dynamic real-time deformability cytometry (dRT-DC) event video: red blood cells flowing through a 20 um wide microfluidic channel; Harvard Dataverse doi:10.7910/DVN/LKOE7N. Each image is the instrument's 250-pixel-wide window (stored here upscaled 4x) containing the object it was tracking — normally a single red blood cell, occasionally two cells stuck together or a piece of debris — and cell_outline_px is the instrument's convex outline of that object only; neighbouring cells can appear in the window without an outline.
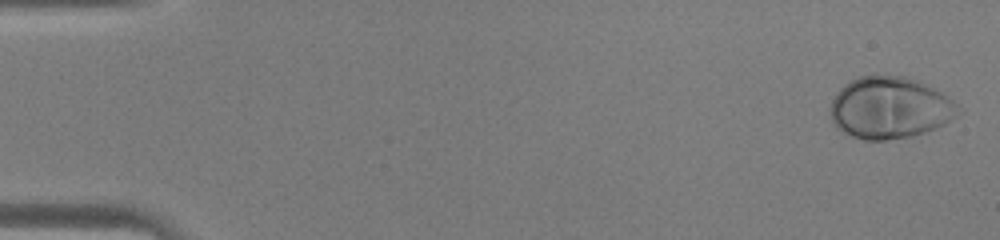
{"species": "human", "species_latin": "Homo sapiens", "temperature_condition": "warm", "stored_images_in_passage": 45, "camera_frame_rate_fps": 3000, "um_per_image_px": 0.085, "donor": {"sex": "male"}, "frame": {"image": 1, "passage_image": 1, "time_ms": 0.0, "image_size_px": [1000, 240], "cell_outline_px": [[960, 112], [956, 116], [944, 124], [936, 128], [912, 136], [884, 140], [864, 140], [848, 136], [836, 128], [828, 112], [828, 108], [836, 92], [844, 84], [860, 76], [904, 76], [916, 80], [948, 96], [960, 104]], "centroid_in_image_um": [75.6, 9.18], "position_along_channel_um": 9.4, "area_um2": 46.3}}
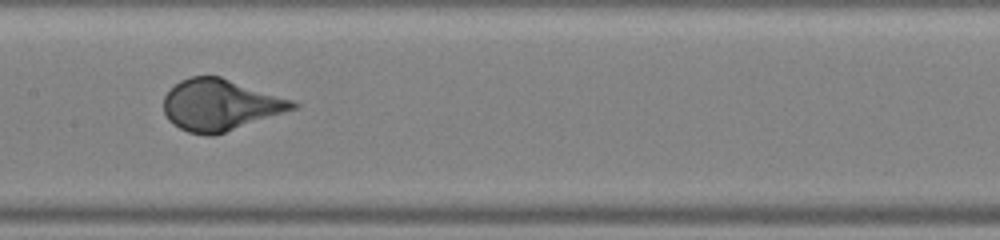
{"frame": {"image": 2, "passage_image": 23, "time_ms": 7.333, "image_size_px": [1000, 240], "cell_outline_px": [[300, 104], [296, 108], [212, 136], [208, 136], [188, 132], [172, 124], [168, 120], [164, 112], [164, 96], [180, 80], [192, 76], [220, 76], [296, 100]], "centroid_in_image_um": [18.73, 8.91], "position_along_channel_um": 188.7, "area_um2": 38.49}}
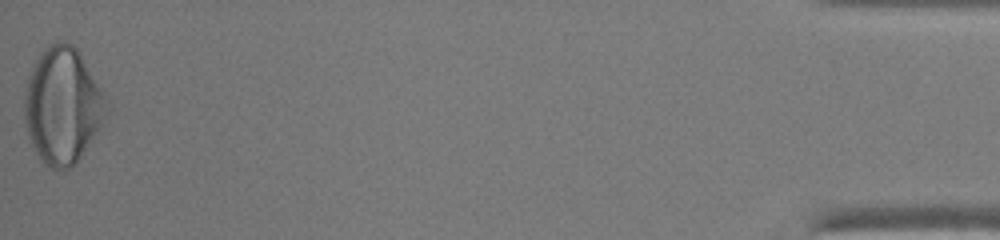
{"frame": {"image": 3, "passage_image": 45, "time_ms": 14.667, "image_size_px": [1000, 240], "cell_outline_px": [[112, 108], [76, 164], [68, 168], [52, 168], [36, 152], [28, 136], [24, 120], [24, 92], [28, 76], [40, 52], [48, 44], [60, 40], [72, 44], [80, 52]], "centroid_in_image_um": [5.33, 8.94], "position_along_channel_um": 429.9, "area_um2": 55.6}}